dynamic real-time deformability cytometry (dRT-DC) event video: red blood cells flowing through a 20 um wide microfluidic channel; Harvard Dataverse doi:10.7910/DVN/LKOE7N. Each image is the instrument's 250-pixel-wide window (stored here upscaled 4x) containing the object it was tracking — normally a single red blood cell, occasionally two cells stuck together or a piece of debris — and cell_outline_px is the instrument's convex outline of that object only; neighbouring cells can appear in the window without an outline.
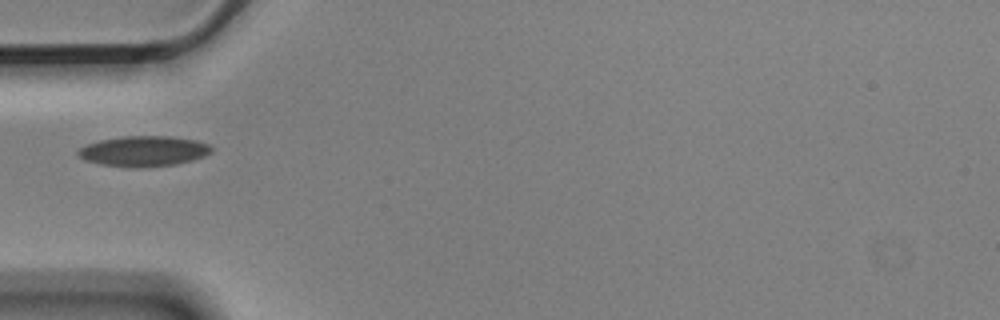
{"species": "Egyptian fruit bat (a non-hibernating species)", "species_latin": "Rousettus aegyptiacus", "temperature_condition": "cold", "stored_images_in_passage": 1, "camera_frame_rate_fps": 3000, "um_per_image_px": 0.085, "animal": {"sex": "male"}, "frame": {"image": 1, "passage_image": 1, "time_ms": 0.0, "image_size_px": [1000, 320], "cell_outline_px": [[212, 152], [204, 156], [192, 160], [176, 164], [140, 168], [128, 168], [100, 164], [84, 160], [76, 152], [80, 148], [88, 144], [100, 140], [120, 136], [172, 136], [196, 140], [208, 144], [212, 148]], "centroid_in_image_um": [12.21, 12.85], "position_along_channel_um": 72.8, "area_um2": 23.81}}